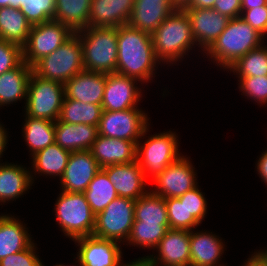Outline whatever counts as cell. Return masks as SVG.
Listing matches in <instances>:
<instances>
[{
  "label": "cell",
  "mask_w": 267,
  "mask_h": 266,
  "mask_svg": "<svg viewBox=\"0 0 267 266\" xmlns=\"http://www.w3.org/2000/svg\"><path fill=\"white\" fill-rule=\"evenodd\" d=\"M116 73L143 83L155 79L160 61L154 53L151 34L136 29L129 24L117 30Z\"/></svg>",
  "instance_id": "1"
},
{
  "label": "cell",
  "mask_w": 267,
  "mask_h": 266,
  "mask_svg": "<svg viewBox=\"0 0 267 266\" xmlns=\"http://www.w3.org/2000/svg\"><path fill=\"white\" fill-rule=\"evenodd\" d=\"M151 36L155 56L163 64L182 62L184 56L197 46L189 18L180 8L171 13Z\"/></svg>",
  "instance_id": "2"
},
{
  "label": "cell",
  "mask_w": 267,
  "mask_h": 266,
  "mask_svg": "<svg viewBox=\"0 0 267 266\" xmlns=\"http://www.w3.org/2000/svg\"><path fill=\"white\" fill-rule=\"evenodd\" d=\"M267 41L243 18L230 19L225 30L204 52L219 68L228 70L242 56Z\"/></svg>",
  "instance_id": "3"
},
{
  "label": "cell",
  "mask_w": 267,
  "mask_h": 266,
  "mask_svg": "<svg viewBox=\"0 0 267 266\" xmlns=\"http://www.w3.org/2000/svg\"><path fill=\"white\" fill-rule=\"evenodd\" d=\"M117 27H86L75 33L83 49L84 70L116 73Z\"/></svg>",
  "instance_id": "4"
},
{
  "label": "cell",
  "mask_w": 267,
  "mask_h": 266,
  "mask_svg": "<svg viewBox=\"0 0 267 266\" xmlns=\"http://www.w3.org/2000/svg\"><path fill=\"white\" fill-rule=\"evenodd\" d=\"M150 125L145 129L141 139L137 142L136 161L140 165L146 179L153 180L161 174L165 168L176 162L182 154L179 153L180 140L176 132L164 131L158 134L146 136ZM143 142V143H142Z\"/></svg>",
  "instance_id": "5"
},
{
  "label": "cell",
  "mask_w": 267,
  "mask_h": 266,
  "mask_svg": "<svg viewBox=\"0 0 267 266\" xmlns=\"http://www.w3.org/2000/svg\"><path fill=\"white\" fill-rule=\"evenodd\" d=\"M54 205L56 222L66 237L73 241L92 236L96 215L84 193L61 191Z\"/></svg>",
  "instance_id": "6"
},
{
  "label": "cell",
  "mask_w": 267,
  "mask_h": 266,
  "mask_svg": "<svg viewBox=\"0 0 267 266\" xmlns=\"http://www.w3.org/2000/svg\"><path fill=\"white\" fill-rule=\"evenodd\" d=\"M82 70H84L83 49L76 33L32 66V71L36 75L62 84Z\"/></svg>",
  "instance_id": "7"
},
{
  "label": "cell",
  "mask_w": 267,
  "mask_h": 266,
  "mask_svg": "<svg viewBox=\"0 0 267 266\" xmlns=\"http://www.w3.org/2000/svg\"><path fill=\"white\" fill-rule=\"evenodd\" d=\"M64 97V84L42 78L32 71L24 114L33 118L57 121Z\"/></svg>",
  "instance_id": "8"
},
{
  "label": "cell",
  "mask_w": 267,
  "mask_h": 266,
  "mask_svg": "<svg viewBox=\"0 0 267 266\" xmlns=\"http://www.w3.org/2000/svg\"><path fill=\"white\" fill-rule=\"evenodd\" d=\"M135 201L117 197L95 218L92 236L126 244L135 220Z\"/></svg>",
  "instance_id": "9"
},
{
  "label": "cell",
  "mask_w": 267,
  "mask_h": 266,
  "mask_svg": "<svg viewBox=\"0 0 267 266\" xmlns=\"http://www.w3.org/2000/svg\"><path fill=\"white\" fill-rule=\"evenodd\" d=\"M74 32L56 20L32 25L25 45L22 47L23 61L33 66L66 42Z\"/></svg>",
  "instance_id": "10"
},
{
  "label": "cell",
  "mask_w": 267,
  "mask_h": 266,
  "mask_svg": "<svg viewBox=\"0 0 267 266\" xmlns=\"http://www.w3.org/2000/svg\"><path fill=\"white\" fill-rule=\"evenodd\" d=\"M144 111L138 107L122 111H103L97 126L98 134L138 142L150 125V118Z\"/></svg>",
  "instance_id": "11"
},
{
  "label": "cell",
  "mask_w": 267,
  "mask_h": 266,
  "mask_svg": "<svg viewBox=\"0 0 267 266\" xmlns=\"http://www.w3.org/2000/svg\"><path fill=\"white\" fill-rule=\"evenodd\" d=\"M196 174L192 161L182 155L152 180L156 188L151 191L163 198H178L198 186Z\"/></svg>",
  "instance_id": "12"
},
{
  "label": "cell",
  "mask_w": 267,
  "mask_h": 266,
  "mask_svg": "<svg viewBox=\"0 0 267 266\" xmlns=\"http://www.w3.org/2000/svg\"><path fill=\"white\" fill-rule=\"evenodd\" d=\"M139 81L117 73L107 74L104 96L102 101L103 111H122L138 107L142 99V90L137 87Z\"/></svg>",
  "instance_id": "13"
},
{
  "label": "cell",
  "mask_w": 267,
  "mask_h": 266,
  "mask_svg": "<svg viewBox=\"0 0 267 266\" xmlns=\"http://www.w3.org/2000/svg\"><path fill=\"white\" fill-rule=\"evenodd\" d=\"M100 169L90 150L71 152L60 178V191L84 193Z\"/></svg>",
  "instance_id": "14"
},
{
  "label": "cell",
  "mask_w": 267,
  "mask_h": 266,
  "mask_svg": "<svg viewBox=\"0 0 267 266\" xmlns=\"http://www.w3.org/2000/svg\"><path fill=\"white\" fill-rule=\"evenodd\" d=\"M79 247L77 256L82 266H117L122 261L121 243L94 236L73 240Z\"/></svg>",
  "instance_id": "15"
},
{
  "label": "cell",
  "mask_w": 267,
  "mask_h": 266,
  "mask_svg": "<svg viewBox=\"0 0 267 266\" xmlns=\"http://www.w3.org/2000/svg\"><path fill=\"white\" fill-rule=\"evenodd\" d=\"M190 21L195 42L205 52L219 35L225 30L229 18L215 11L205 8H182Z\"/></svg>",
  "instance_id": "16"
},
{
  "label": "cell",
  "mask_w": 267,
  "mask_h": 266,
  "mask_svg": "<svg viewBox=\"0 0 267 266\" xmlns=\"http://www.w3.org/2000/svg\"><path fill=\"white\" fill-rule=\"evenodd\" d=\"M102 169L115 186L118 197L137 200L149 191L147 183L150 182L146 179L137 161L110 165Z\"/></svg>",
  "instance_id": "17"
},
{
  "label": "cell",
  "mask_w": 267,
  "mask_h": 266,
  "mask_svg": "<svg viewBox=\"0 0 267 266\" xmlns=\"http://www.w3.org/2000/svg\"><path fill=\"white\" fill-rule=\"evenodd\" d=\"M155 250L156 255L155 252L147 255L151 262L163 266H190V231L169 229Z\"/></svg>",
  "instance_id": "18"
},
{
  "label": "cell",
  "mask_w": 267,
  "mask_h": 266,
  "mask_svg": "<svg viewBox=\"0 0 267 266\" xmlns=\"http://www.w3.org/2000/svg\"><path fill=\"white\" fill-rule=\"evenodd\" d=\"M107 74L82 70L65 86V97L80 102L101 105L104 96Z\"/></svg>",
  "instance_id": "19"
},
{
  "label": "cell",
  "mask_w": 267,
  "mask_h": 266,
  "mask_svg": "<svg viewBox=\"0 0 267 266\" xmlns=\"http://www.w3.org/2000/svg\"><path fill=\"white\" fill-rule=\"evenodd\" d=\"M176 9L171 0H135L128 24L152 34Z\"/></svg>",
  "instance_id": "20"
},
{
  "label": "cell",
  "mask_w": 267,
  "mask_h": 266,
  "mask_svg": "<svg viewBox=\"0 0 267 266\" xmlns=\"http://www.w3.org/2000/svg\"><path fill=\"white\" fill-rule=\"evenodd\" d=\"M90 152L100 168L115 164H126L136 161L137 142L97 136Z\"/></svg>",
  "instance_id": "21"
},
{
  "label": "cell",
  "mask_w": 267,
  "mask_h": 266,
  "mask_svg": "<svg viewBox=\"0 0 267 266\" xmlns=\"http://www.w3.org/2000/svg\"><path fill=\"white\" fill-rule=\"evenodd\" d=\"M204 231H190V266H227L220 264L225 242L217 234Z\"/></svg>",
  "instance_id": "22"
},
{
  "label": "cell",
  "mask_w": 267,
  "mask_h": 266,
  "mask_svg": "<svg viewBox=\"0 0 267 266\" xmlns=\"http://www.w3.org/2000/svg\"><path fill=\"white\" fill-rule=\"evenodd\" d=\"M135 0H92L89 27H120L128 24Z\"/></svg>",
  "instance_id": "23"
},
{
  "label": "cell",
  "mask_w": 267,
  "mask_h": 266,
  "mask_svg": "<svg viewBox=\"0 0 267 266\" xmlns=\"http://www.w3.org/2000/svg\"><path fill=\"white\" fill-rule=\"evenodd\" d=\"M29 169L18 163L0 162V205L16 201L32 188Z\"/></svg>",
  "instance_id": "24"
},
{
  "label": "cell",
  "mask_w": 267,
  "mask_h": 266,
  "mask_svg": "<svg viewBox=\"0 0 267 266\" xmlns=\"http://www.w3.org/2000/svg\"><path fill=\"white\" fill-rule=\"evenodd\" d=\"M97 136V126L55 121V143L67 151L90 150Z\"/></svg>",
  "instance_id": "25"
},
{
  "label": "cell",
  "mask_w": 267,
  "mask_h": 266,
  "mask_svg": "<svg viewBox=\"0 0 267 266\" xmlns=\"http://www.w3.org/2000/svg\"><path fill=\"white\" fill-rule=\"evenodd\" d=\"M26 227L18 217L0 214V260L27 249L34 242Z\"/></svg>",
  "instance_id": "26"
},
{
  "label": "cell",
  "mask_w": 267,
  "mask_h": 266,
  "mask_svg": "<svg viewBox=\"0 0 267 266\" xmlns=\"http://www.w3.org/2000/svg\"><path fill=\"white\" fill-rule=\"evenodd\" d=\"M32 67L22 61L17 67L0 75V108L21 100L26 103Z\"/></svg>",
  "instance_id": "27"
},
{
  "label": "cell",
  "mask_w": 267,
  "mask_h": 266,
  "mask_svg": "<svg viewBox=\"0 0 267 266\" xmlns=\"http://www.w3.org/2000/svg\"><path fill=\"white\" fill-rule=\"evenodd\" d=\"M71 152L61 148L57 143L49 145L45 149H42L36 152L31 156V179L34 184V178L36 173L39 176L45 175L50 177H59L63 176L64 170L68 163V159ZM34 172V173H33ZM35 174V177L34 175Z\"/></svg>",
  "instance_id": "28"
},
{
  "label": "cell",
  "mask_w": 267,
  "mask_h": 266,
  "mask_svg": "<svg viewBox=\"0 0 267 266\" xmlns=\"http://www.w3.org/2000/svg\"><path fill=\"white\" fill-rule=\"evenodd\" d=\"M24 116L22 135L30 156L55 143V121Z\"/></svg>",
  "instance_id": "29"
},
{
  "label": "cell",
  "mask_w": 267,
  "mask_h": 266,
  "mask_svg": "<svg viewBox=\"0 0 267 266\" xmlns=\"http://www.w3.org/2000/svg\"><path fill=\"white\" fill-rule=\"evenodd\" d=\"M31 26L20 9L0 7V39L23 47Z\"/></svg>",
  "instance_id": "30"
},
{
  "label": "cell",
  "mask_w": 267,
  "mask_h": 266,
  "mask_svg": "<svg viewBox=\"0 0 267 266\" xmlns=\"http://www.w3.org/2000/svg\"><path fill=\"white\" fill-rule=\"evenodd\" d=\"M92 0H56L54 20L68 26L74 33L89 26Z\"/></svg>",
  "instance_id": "31"
},
{
  "label": "cell",
  "mask_w": 267,
  "mask_h": 266,
  "mask_svg": "<svg viewBox=\"0 0 267 266\" xmlns=\"http://www.w3.org/2000/svg\"><path fill=\"white\" fill-rule=\"evenodd\" d=\"M102 105L89 104L64 97L58 120L73 124L98 126Z\"/></svg>",
  "instance_id": "32"
},
{
  "label": "cell",
  "mask_w": 267,
  "mask_h": 266,
  "mask_svg": "<svg viewBox=\"0 0 267 266\" xmlns=\"http://www.w3.org/2000/svg\"><path fill=\"white\" fill-rule=\"evenodd\" d=\"M92 212H102L112 200L118 197L115 186L110 182L107 173L101 168L84 191Z\"/></svg>",
  "instance_id": "33"
},
{
  "label": "cell",
  "mask_w": 267,
  "mask_h": 266,
  "mask_svg": "<svg viewBox=\"0 0 267 266\" xmlns=\"http://www.w3.org/2000/svg\"><path fill=\"white\" fill-rule=\"evenodd\" d=\"M134 223H169L165 198L151 189L135 201Z\"/></svg>",
  "instance_id": "34"
},
{
  "label": "cell",
  "mask_w": 267,
  "mask_h": 266,
  "mask_svg": "<svg viewBox=\"0 0 267 266\" xmlns=\"http://www.w3.org/2000/svg\"><path fill=\"white\" fill-rule=\"evenodd\" d=\"M227 71L236 77L267 76V43L249 51Z\"/></svg>",
  "instance_id": "35"
},
{
  "label": "cell",
  "mask_w": 267,
  "mask_h": 266,
  "mask_svg": "<svg viewBox=\"0 0 267 266\" xmlns=\"http://www.w3.org/2000/svg\"><path fill=\"white\" fill-rule=\"evenodd\" d=\"M169 223H133L131 233L126 243L135 247L148 248L152 250L158 245L166 232Z\"/></svg>",
  "instance_id": "36"
},
{
  "label": "cell",
  "mask_w": 267,
  "mask_h": 266,
  "mask_svg": "<svg viewBox=\"0 0 267 266\" xmlns=\"http://www.w3.org/2000/svg\"><path fill=\"white\" fill-rule=\"evenodd\" d=\"M165 204L170 229L192 231L201 224L192 214H189L184 201L178 198H165Z\"/></svg>",
  "instance_id": "37"
},
{
  "label": "cell",
  "mask_w": 267,
  "mask_h": 266,
  "mask_svg": "<svg viewBox=\"0 0 267 266\" xmlns=\"http://www.w3.org/2000/svg\"><path fill=\"white\" fill-rule=\"evenodd\" d=\"M31 25L54 20L56 0H25L19 8Z\"/></svg>",
  "instance_id": "38"
},
{
  "label": "cell",
  "mask_w": 267,
  "mask_h": 266,
  "mask_svg": "<svg viewBox=\"0 0 267 266\" xmlns=\"http://www.w3.org/2000/svg\"><path fill=\"white\" fill-rule=\"evenodd\" d=\"M237 78L238 88L246 98L256 101L257 104H267V76Z\"/></svg>",
  "instance_id": "39"
},
{
  "label": "cell",
  "mask_w": 267,
  "mask_h": 266,
  "mask_svg": "<svg viewBox=\"0 0 267 266\" xmlns=\"http://www.w3.org/2000/svg\"><path fill=\"white\" fill-rule=\"evenodd\" d=\"M180 201H184L189 214H192L200 223H202L207 214V200L205 193L199 189V185L184 195L178 197Z\"/></svg>",
  "instance_id": "40"
},
{
  "label": "cell",
  "mask_w": 267,
  "mask_h": 266,
  "mask_svg": "<svg viewBox=\"0 0 267 266\" xmlns=\"http://www.w3.org/2000/svg\"><path fill=\"white\" fill-rule=\"evenodd\" d=\"M22 61V47L0 39V75L17 67Z\"/></svg>",
  "instance_id": "41"
},
{
  "label": "cell",
  "mask_w": 267,
  "mask_h": 266,
  "mask_svg": "<svg viewBox=\"0 0 267 266\" xmlns=\"http://www.w3.org/2000/svg\"><path fill=\"white\" fill-rule=\"evenodd\" d=\"M36 246L33 242L27 249L9 254L0 260V266H45L37 255Z\"/></svg>",
  "instance_id": "42"
},
{
  "label": "cell",
  "mask_w": 267,
  "mask_h": 266,
  "mask_svg": "<svg viewBox=\"0 0 267 266\" xmlns=\"http://www.w3.org/2000/svg\"><path fill=\"white\" fill-rule=\"evenodd\" d=\"M240 17L264 38H267V5L244 10Z\"/></svg>",
  "instance_id": "43"
},
{
  "label": "cell",
  "mask_w": 267,
  "mask_h": 266,
  "mask_svg": "<svg viewBox=\"0 0 267 266\" xmlns=\"http://www.w3.org/2000/svg\"><path fill=\"white\" fill-rule=\"evenodd\" d=\"M213 9L229 19H234L241 16V0H215Z\"/></svg>",
  "instance_id": "44"
},
{
  "label": "cell",
  "mask_w": 267,
  "mask_h": 266,
  "mask_svg": "<svg viewBox=\"0 0 267 266\" xmlns=\"http://www.w3.org/2000/svg\"><path fill=\"white\" fill-rule=\"evenodd\" d=\"M245 261L242 266H267V253L264 250H257Z\"/></svg>",
  "instance_id": "45"
},
{
  "label": "cell",
  "mask_w": 267,
  "mask_h": 266,
  "mask_svg": "<svg viewBox=\"0 0 267 266\" xmlns=\"http://www.w3.org/2000/svg\"><path fill=\"white\" fill-rule=\"evenodd\" d=\"M256 162V171L258 172L261 180H263L262 182L267 185V149L263 151Z\"/></svg>",
  "instance_id": "46"
},
{
  "label": "cell",
  "mask_w": 267,
  "mask_h": 266,
  "mask_svg": "<svg viewBox=\"0 0 267 266\" xmlns=\"http://www.w3.org/2000/svg\"><path fill=\"white\" fill-rule=\"evenodd\" d=\"M215 0H190L187 6L184 8H205L213 9Z\"/></svg>",
  "instance_id": "47"
},
{
  "label": "cell",
  "mask_w": 267,
  "mask_h": 266,
  "mask_svg": "<svg viewBox=\"0 0 267 266\" xmlns=\"http://www.w3.org/2000/svg\"><path fill=\"white\" fill-rule=\"evenodd\" d=\"M4 124L2 122L0 123V158L3 156L4 151L7 150V144H8V133L6 128H4ZM6 149V150H5ZM3 162V160L0 159V162Z\"/></svg>",
  "instance_id": "48"
},
{
  "label": "cell",
  "mask_w": 267,
  "mask_h": 266,
  "mask_svg": "<svg viewBox=\"0 0 267 266\" xmlns=\"http://www.w3.org/2000/svg\"><path fill=\"white\" fill-rule=\"evenodd\" d=\"M267 5V0H241V13L244 10L253 9Z\"/></svg>",
  "instance_id": "49"
},
{
  "label": "cell",
  "mask_w": 267,
  "mask_h": 266,
  "mask_svg": "<svg viewBox=\"0 0 267 266\" xmlns=\"http://www.w3.org/2000/svg\"><path fill=\"white\" fill-rule=\"evenodd\" d=\"M117 266H147V256L139 257L138 259H133L124 263L123 260Z\"/></svg>",
  "instance_id": "50"
},
{
  "label": "cell",
  "mask_w": 267,
  "mask_h": 266,
  "mask_svg": "<svg viewBox=\"0 0 267 266\" xmlns=\"http://www.w3.org/2000/svg\"><path fill=\"white\" fill-rule=\"evenodd\" d=\"M173 2V4L177 7V8H184L185 6L188 5V3L190 2V0H171Z\"/></svg>",
  "instance_id": "51"
},
{
  "label": "cell",
  "mask_w": 267,
  "mask_h": 266,
  "mask_svg": "<svg viewBox=\"0 0 267 266\" xmlns=\"http://www.w3.org/2000/svg\"><path fill=\"white\" fill-rule=\"evenodd\" d=\"M25 0H12V8L19 9L23 5Z\"/></svg>",
  "instance_id": "52"
},
{
  "label": "cell",
  "mask_w": 267,
  "mask_h": 266,
  "mask_svg": "<svg viewBox=\"0 0 267 266\" xmlns=\"http://www.w3.org/2000/svg\"><path fill=\"white\" fill-rule=\"evenodd\" d=\"M0 7H11L12 8V0H0Z\"/></svg>",
  "instance_id": "53"
},
{
  "label": "cell",
  "mask_w": 267,
  "mask_h": 266,
  "mask_svg": "<svg viewBox=\"0 0 267 266\" xmlns=\"http://www.w3.org/2000/svg\"><path fill=\"white\" fill-rule=\"evenodd\" d=\"M74 259H76L75 262H76V263L78 262V264H77V265L74 264V265H72V266H78V265H79V266H82L81 261H80V259H79L78 256H76V258L74 257ZM54 266H68V265H66V264L63 265V264H60V263H59V264H56V265H54ZM70 266H71V265H70Z\"/></svg>",
  "instance_id": "54"
},
{
  "label": "cell",
  "mask_w": 267,
  "mask_h": 266,
  "mask_svg": "<svg viewBox=\"0 0 267 266\" xmlns=\"http://www.w3.org/2000/svg\"><path fill=\"white\" fill-rule=\"evenodd\" d=\"M147 266H163V265H160V264L155 263V262H151V261L147 258Z\"/></svg>",
  "instance_id": "55"
}]
</instances>
